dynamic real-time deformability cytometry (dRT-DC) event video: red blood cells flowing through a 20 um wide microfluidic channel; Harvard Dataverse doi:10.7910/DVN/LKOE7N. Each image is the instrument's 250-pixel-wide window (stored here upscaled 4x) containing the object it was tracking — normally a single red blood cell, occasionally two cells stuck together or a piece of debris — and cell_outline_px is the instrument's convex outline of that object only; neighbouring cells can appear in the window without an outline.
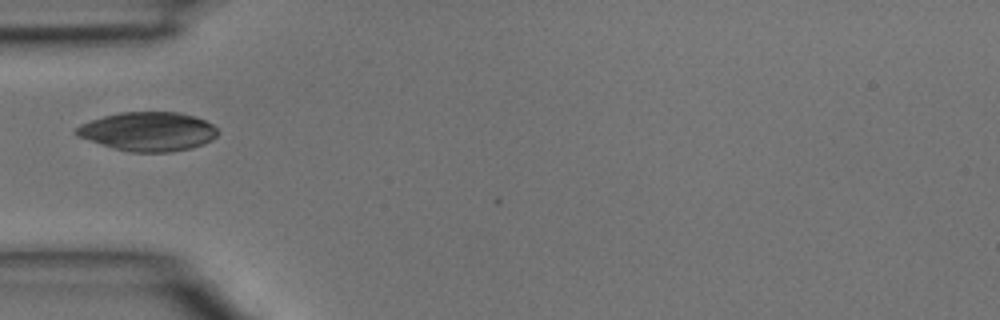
{"species": "common noctule bat (a hibernating species)", "species_latin": "Nyctalus noctula", "temperature_condition": "room temperature", "stored_images_in_passage": 2, "camera_frame_rate_fps": 3000, "um_per_image_px": 0.085, "animal": {"sex": "male", "body_mass_g": 15.6}, "frame": {"image": 1, "passage_image": 2, "time_ms": 0.333, "image_size_px": [1000, 320], "cell_outline_px": [[220, 132], [212, 140], [204, 144], [192, 148], [172, 152], [128, 152], [112, 148], [76, 136], [72, 132], [80, 124], [104, 116], [120, 112], [180, 112], [196, 116], [212, 124]], "centroid_in_image_um": [12.59, 11.18], "position_along_channel_um": 72.4, "area_um2": 32.48}}